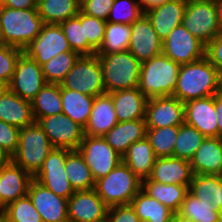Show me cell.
Wrapping results in <instances>:
<instances>
[{"instance_id": "cell-38", "label": "cell", "mask_w": 222, "mask_h": 222, "mask_svg": "<svg viewBox=\"0 0 222 222\" xmlns=\"http://www.w3.org/2000/svg\"><path fill=\"white\" fill-rule=\"evenodd\" d=\"M204 139L205 136L195 127L186 123L181 124L173 148V157L190 161Z\"/></svg>"}, {"instance_id": "cell-34", "label": "cell", "mask_w": 222, "mask_h": 222, "mask_svg": "<svg viewBox=\"0 0 222 222\" xmlns=\"http://www.w3.org/2000/svg\"><path fill=\"white\" fill-rule=\"evenodd\" d=\"M65 170L74 191L92 190L95 179L78 150H72L66 157Z\"/></svg>"}, {"instance_id": "cell-41", "label": "cell", "mask_w": 222, "mask_h": 222, "mask_svg": "<svg viewBox=\"0 0 222 222\" xmlns=\"http://www.w3.org/2000/svg\"><path fill=\"white\" fill-rule=\"evenodd\" d=\"M64 35L73 51L80 55H95L96 51L88 44L84 24L79 20V13L60 23Z\"/></svg>"}, {"instance_id": "cell-42", "label": "cell", "mask_w": 222, "mask_h": 222, "mask_svg": "<svg viewBox=\"0 0 222 222\" xmlns=\"http://www.w3.org/2000/svg\"><path fill=\"white\" fill-rule=\"evenodd\" d=\"M143 13L139 0H114L107 22L131 25Z\"/></svg>"}, {"instance_id": "cell-6", "label": "cell", "mask_w": 222, "mask_h": 222, "mask_svg": "<svg viewBox=\"0 0 222 222\" xmlns=\"http://www.w3.org/2000/svg\"><path fill=\"white\" fill-rule=\"evenodd\" d=\"M141 188L142 180L123 162L105 177L95 181L94 186L98 196L109 208L130 204Z\"/></svg>"}, {"instance_id": "cell-59", "label": "cell", "mask_w": 222, "mask_h": 222, "mask_svg": "<svg viewBox=\"0 0 222 222\" xmlns=\"http://www.w3.org/2000/svg\"><path fill=\"white\" fill-rule=\"evenodd\" d=\"M4 0H0V7L3 5Z\"/></svg>"}, {"instance_id": "cell-27", "label": "cell", "mask_w": 222, "mask_h": 222, "mask_svg": "<svg viewBox=\"0 0 222 222\" xmlns=\"http://www.w3.org/2000/svg\"><path fill=\"white\" fill-rule=\"evenodd\" d=\"M118 122L145 119L147 97L138 87L109 93Z\"/></svg>"}, {"instance_id": "cell-35", "label": "cell", "mask_w": 222, "mask_h": 222, "mask_svg": "<svg viewBox=\"0 0 222 222\" xmlns=\"http://www.w3.org/2000/svg\"><path fill=\"white\" fill-rule=\"evenodd\" d=\"M178 213L195 222H220L219 210L212 201L198 200L187 192Z\"/></svg>"}, {"instance_id": "cell-53", "label": "cell", "mask_w": 222, "mask_h": 222, "mask_svg": "<svg viewBox=\"0 0 222 222\" xmlns=\"http://www.w3.org/2000/svg\"><path fill=\"white\" fill-rule=\"evenodd\" d=\"M216 207L222 208V175H220V186H216Z\"/></svg>"}, {"instance_id": "cell-46", "label": "cell", "mask_w": 222, "mask_h": 222, "mask_svg": "<svg viewBox=\"0 0 222 222\" xmlns=\"http://www.w3.org/2000/svg\"><path fill=\"white\" fill-rule=\"evenodd\" d=\"M20 128L0 120V147L10 156L18 147Z\"/></svg>"}, {"instance_id": "cell-19", "label": "cell", "mask_w": 222, "mask_h": 222, "mask_svg": "<svg viewBox=\"0 0 222 222\" xmlns=\"http://www.w3.org/2000/svg\"><path fill=\"white\" fill-rule=\"evenodd\" d=\"M34 177L11 160L0 168V213L9 203L28 195Z\"/></svg>"}, {"instance_id": "cell-20", "label": "cell", "mask_w": 222, "mask_h": 222, "mask_svg": "<svg viewBox=\"0 0 222 222\" xmlns=\"http://www.w3.org/2000/svg\"><path fill=\"white\" fill-rule=\"evenodd\" d=\"M184 105L186 124L195 127L205 137H217L215 96L193 99Z\"/></svg>"}, {"instance_id": "cell-9", "label": "cell", "mask_w": 222, "mask_h": 222, "mask_svg": "<svg viewBox=\"0 0 222 222\" xmlns=\"http://www.w3.org/2000/svg\"><path fill=\"white\" fill-rule=\"evenodd\" d=\"M78 151L92 171L95 181L105 177L122 162V157L103 136L84 135Z\"/></svg>"}, {"instance_id": "cell-43", "label": "cell", "mask_w": 222, "mask_h": 222, "mask_svg": "<svg viewBox=\"0 0 222 222\" xmlns=\"http://www.w3.org/2000/svg\"><path fill=\"white\" fill-rule=\"evenodd\" d=\"M216 186H220V175L195 174L188 191L198 200L212 201L216 207Z\"/></svg>"}, {"instance_id": "cell-2", "label": "cell", "mask_w": 222, "mask_h": 222, "mask_svg": "<svg viewBox=\"0 0 222 222\" xmlns=\"http://www.w3.org/2000/svg\"><path fill=\"white\" fill-rule=\"evenodd\" d=\"M37 8L0 7V43L22 50L38 36L43 26Z\"/></svg>"}, {"instance_id": "cell-15", "label": "cell", "mask_w": 222, "mask_h": 222, "mask_svg": "<svg viewBox=\"0 0 222 222\" xmlns=\"http://www.w3.org/2000/svg\"><path fill=\"white\" fill-rule=\"evenodd\" d=\"M145 120L147 128L180 126L185 123V105L172 95L148 98Z\"/></svg>"}, {"instance_id": "cell-24", "label": "cell", "mask_w": 222, "mask_h": 222, "mask_svg": "<svg viewBox=\"0 0 222 222\" xmlns=\"http://www.w3.org/2000/svg\"><path fill=\"white\" fill-rule=\"evenodd\" d=\"M0 120L18 128L32 124L35 120L31 102L4 87L0 92Z\"/></svg>"}, {"instance_id": "cell-55", "label": "cell", "mask_w": 222, "mask_h": 222, "mask_svg": "<svg viewBox=\"0 0 222 222\" xmlns=\"http://www.w3.org/2000/svg\"><path fill=\"white\" fill-rule=\"evenodd\" d=\"M171 222H195L194 220L180 215L178 212L173 214Z\"/></svg>"}, {"instance_id": "cell-3", "label": "cell", "mask_w": 222, "mask_h": 222, "mask_svg": "<svg viewBox=\"0 0 222 222\" xmlns=\"http://www.w3.org/2000/svg\"><path fill=\"white\" fill-rule=\"evenodd\" d=\"M180 66L163 53L143 61L138 82L139 90L147 98L173 95Z\"/></svg>"}, {"instance_id": "cell-58", "label": "cell", "mask_w": 222, "mask_h": 222, "mask_svg": "<svg viewBox=\"0 0 222 222\" xmlns=\"http://www.w3.org/2000/svg\"><path fill=\"white\" fill-rule=\"evenodd\" d=\"M4 87H5V86L0 83V92L2 91V89H3Z\"/></svg>"}, {"instance_id": "cell-39", "label": "cell", "mask_w": 222, "mask_h": 222, "mask_svg": "<svg viewBox=\"0 0 222 222\" xmlns=\"http://www.w3.org/2000/svg\"><path fill=\"white\" fill-rule=\"evenodd\" d=\"M0 222H43L29 195L9 203L0 213Z\"/></svg>"}, {"instance_id": "cell-5", "label": "cell", "mask_w": 222, "mask_h": 222, "mask_svg": "<svg viewBox=\"0 0 222 222\" xmlns=\"http://www.w3.org/2000/svg\"><path fill=\"white\" fill-rule=\"evenodd\" d=\"M53 148L48 136L34 121L32 124L20 128L18 147L12 155L11 161L34 177Z\"/></svg>"}, {"instance_id": "cell-48", "label": "cell", "mask_w": 222, "mask_h": 222, "mask_svg": "<svg viewBox=\"0 0 222 222\" xmlns=\"http://www.w3.org/2000/svg\"><path fill=\"white\" fill-rule=\"evenodd\" d=\"M106 222H142L131 204L112 206L108 209Z\"/></svg>"}, {"instance_id": "cell-16", "label": "cell", "mask_w": 222, "mask_h": 222, "mask_svg": "<svg viewBox=\"0 0 222 222\" xmlns=\"http://www.w3.org/2000/svg\"><path fill=\"white\" fill-rule=\"evenodd\" d=\"M162 43L145 13L131 24L128 51L141 63L161 54Z\"/></svg>"}, {"instance_id": "cell-21", "label": "cell", "mask_w": 222, "mask_h": 222, "mask_svg": "<svg viewBox=\"0 0 222 222\" xmlns=\"http://www.w3.org/2000/svg\"><path fill=\"white\" fill-rule=\"evenodd\" d=\"M193 176L190 161L171 156L157 158L148 179L161 184L189 185Z\"/></svg>"}, {"instance_id": "cell-40", "label": "cell", "mask_w": 222, "mask_h": 222, "mask_svg": "<svg viewBox=\"0 0 222 222\" xmlns=\"http://www.w3.org/2000/svg\"><path fill=\"white\" fill-rule=\"evenodd\" d=\"M179 126L147 128V139L157 158L173 156V148L177 139Z\"/></svg>"}, {"instance_id": "cell-7", "label": "cell", "mask_w": 222, "mask_h": 222, "mask_svg": "<svg viewBox=\"0 0 222 222\" xmlns=\"http://www.w3.org/2000/svg\"><path fill=\"white\" fill-rule=\"evenodd\" d=\"M60 85L89 96L105 94L98 55H81Z\"/></svg>"}, {"instance_id": "cell-8", "label": "cell", "mask_w": 222, "mask_h": 222, "mask_svg": "<svg viewBox=\"0 0 222 222\" xmlns=\"http://www.w3.org/2000/svg\"><path fill=\"white\" fill-rule=\"evenodd\" d=\"M182 25L207 45L220 34L215 0L187 1Z\"/></svg>"}, {"instance_id": "cell-26", "label": "cell", "mask_w": 222, "mask_h": 222, "mask_svg": "<svg viewBox=\"0 0 222 222\" xmlns=\"http://www.w3.org/2000/svg\"><path fill=\"white\" fill-rule=\"evenodd\" d=\"M145 119L118 122L103 138L122 157L135 142L146 138Z\"/></svg>"}, {"instance_id": "cell-44", "label": "cell", "mask_w": 222, "mask_h": 222, "mask_svg": "<svg viewBox=\"0 0 222 222\" xmlns=\"http://www.w3.org/2000/svg\"><path fill=\"white\" fill-rule=\"evenodd\" d=\"M24 50L0 43V83L5 87L14 75L16 63Z\"/></svg>"}, {"instance_id": "cell-45", "label": "cell", "mask_w": 222, "mask_h": 222, "mask_svg": "<svg viewBox=\"0 0 222 222\" xmlns=\"http://www.w3.org/2000/svg\"><path fill=\"white\" fill-rule=\"evenodd\" d=\"M79 20L84 24L85 37L88 44L97 51L103 43L107 21L88 16L79 11Z\"/></svg>"}, {"instance_id": "cell-25", "label": "cell", "mask_w": 222, "mask_h": 222, "mask_svg": "<svg viewBox=\"0 0 222 222\" xmlns=\"http://www.w3.org/2000/svg\"><path fill=\"white\" fill-rule=\"evenodd\" d=\"M117 123L112 96L109 93L96 96L84 135L104 136Z\"/></svg>"}, {"instance_id": "cell-22", "label": "cell", "mask_w": 222, "mask_h": 222, "mask_svg": "<svg viewBox=\"0 0 222 222\" xmlns=\"http://www.w3.org/2000/svg\"><path fill=\"white\" fill-rule=\"evenodd\" d=\"M186 6L185 0H171L144 13L150 19L159 38L164 41L174 28L182 24Z\"/></svg>"}, {"instance_id": "cell-17", "label": "cell", "mask_w": 222, "mask_h": 222, "mask_svg": "<svg viewBox=\"0 0 222 222\" xmlns=\"http://www.w3.org/2000/svg\"><path fill=\"white\" fill-rule=\"evenodd\" d=\"M109 207L94 189L75 191L68 199L69 222H106Z\"/></svg>"}, {"instance_id": "cell-23", "label": "cell", "mask_w": 222, "mask_h": 222, "mask_svg": "<svg viewBox=\"0 0 222 222\" xmlns=\"http://www.w3.org/2000/svg\"><path fill=\"white\" fill-rule=\"evenodd\" d=\"M190 163L194 175H222V139L205 137Z\"/></svg>"}, {"instance_id": "cell-1", "label": "cell", "mask_w": 222, "mask_h": 222, "mask_svg": "<svg viewBox=\"0 0 222 222\" xmlns=\"http://www.w3.org/2000/svg\"><path fill=\"white\" fill-rule=\"evenodd\" d=\"M222 78L211 62L204 57L180 66L177 86L172 96L185 103L193 99L221 93Z\"/></svg>"}, {"instance_id": "cell-56", "label": "cell", "mask_w": 222, "mask_h": 222, "mask_svg": "<svg viewBox=\"0 0 222 222\" xmlns=\"http://www.w3.org/2000/svg\"><path fill=\"white\" fill-rule=\"evenodd\" d=\"M11 160V157L0 147V168L6 165Z\"/></svg>"}, {"instance_id": "cell-54", "label": "cell", "mask_w": 222, "mask_h": 222, "mask_svg": "<svg viewBox=\"0 0 222 222\" xmlns=\"http://www.w3.org/2000/svg\"><path fill=\"white\" fill-rule=\"evenodd\" d=\"M216 9H217V17H218V25L220 33H222V0H215Z\"/></svg>"}, {"instance_id": "cell-49", "label": "cell", "mask_w": 222, "mask_h": 222, "mask_svg": "<svg viewBox=\"0 0 222 222\" xmlns=\"http://www.w3.org/2000/svg\"><path fill=\"white\" fill-rule=\"evenodd\" d=\"M205 57L217 69L222 78V33L206 45Z\"/></svg>"}, {"instance_id": "cell-14", "label": "cell", "mask_w": 222, "mask_h": 222, "mask_svg": "<svg viewBox=\"0 0 222 222\" xmlns=\"http://www.w3.org/2000/svg\"><path fill=\"white\" fill-rule=\"evenodd\" d=\"M73 51L60 24L44 23L38 36L25 48L24 52L40 66L57 54Z\"/></svg>"}, {"instance_id": "cell-30", "label": "cell", "mask_w": 222, "mask_h": 222, "mask_svg": "<svg viewBox=\"0 0 222 222\" xmlns=\"http://www.w3.org/2000/svg\"><path fill=\"white\" fill-rule=\"evenodd\" d=\"M189 185L161 184L148 178L142 180V190L177 213L188 192Z\"/></svg>"}, {"instance_id": "cell-4", "label": "cell", "mask_w": 222, "mask_h": 222, "mask_svg": "<svg viewBox=\"0 0 222 222\" xmlns=\"http://www.w3.org/2000/svg\"><path fill=\"white\" fill-rule=\"evenodd\" d=\"M96 55L102 67L106 93L138 87L141 62L128 50Z\"/></svg>"}, {"instance_id": "cell-13", "label": "cell", "mask_w": 222, "mask_h": 222, "mask_svg": "<svg viewBox=\"0 0 222 222\" xmlns=\"http://www.w3.org/2000/svg\"><path fill=\"white\" fill-rule=\"evenodd\" d=\"M45 84L42 67L23 52L16 63L14 75L6 87L31 102Z\"/></svg>"}, {"instance_id": "cell-29", "label": "cell", "mask_w": 222, "mask_h": 222, "mask_svg": "<svg viewBox=\"0 0 222 222\" xmlns=\"http://www.w3.org/2000/svg\"><path fill=\"white\" fill-rule=\"evenodd\" d=\"M94 98V96L61 87L62 113L84 128L88 123Z\"/></svg>"}, {"instance_id": "cell-31", "label": "cell", "mask_w": 222, "mask_h": 222, "mask_svg": "<svg viewBox=\"0 0 222 222\" xmlns=\"http://www.w3.org/2000/svg\"><path fill=\"white\" fill-rule=\"evenodd\" d=\"M142 222H171L174 212L142 189L130 203Z\"/></svg>"}, {"instance_id": "cell-52", "label": "cell", "mask_w": 222, "mask_h": 222, "mask_svg": "<svg viewBox=\"0 0 222 222\" xmlns=\"http://www.w3.org/2000/svg\"><path fill=\"white\" fill-rule=\"evenodd\" d=\"M167 1L171 0H139V3L143 9V11H146L148 9H151L155 6H159L161 4H164Z\"/></svg>"}, {"instance_id": "cell-47", "label": "cell", "mask_w": 222, "mask_h": 222, "mask_svg": "<svg viewBox=\"0 0 222 222\" xmlns=\"http://www.w3.org/2000/svg\"><path fill=\"white\" fill-rule=\"evenodd\" d=\"M114 0H80V11L107 21Z\"/></svg>"}, {"instance_id": "cell-33", "label": "cell", "mask_w": 222, "mask_h": 222, "mask_svg": "<svg viewBox=\"0 0 222 222\" xmlns=\"http://www.w3.org/2000/svg\"><path fill=\"white\" fill-rule=\"evenodd\" d=\"M37 11L43 23L60 24L79 13L80 0H40Z\"/></svg>"}, {"instance_id": "cell-11", "label": "cell", "mask_w": 222, "mask_h": 222, "mask_svg": "<svg viewBox=\"0 0 222 222\" xmlns=\"http://www.w3.org/2000/svg\"><path fill=\"white\" fill-rule=\"evenodd\" d=\"M206 45L182 24L174 28L162 43V53L183 65L205 57Z\"/></svg>"}, {"instance_id": "cell-12", "label": "cell", "mask_w": 222, "mask_h": 222, "mask_svg": "<svg viewBox=\"0 0 222 222\" xmlns=\"http://www.w3.org/2000/svg\"><path fill=\"white\" fill-rule=\"evenodd\" d=\"M37 123L54 148L78 150L84 138V128L63 113L40 118Z\"/></svg>"}, {"instance_id": "cell-28", "label": "cell", "mask_w": 222, "mask_h": 222, "mask_svg": "<svg viewBox=\"0 0 222 222\" xmlns=\"http://www.w3.org/2000/svg\"><path fill=\"white\" fill-rule=\"evenodd\" d=\"M156 159L147 137L133 143L122 156V162L141 180L150 176Z\"/></svg>"}, {"instance_id": "cell-37", "label": "cell", "mask_w": 222, "mask_h": 222, "mask_svg": "<svg viewBox=\"0 0 222 222\" xmlns=\"http://www.w3.org/2000/svg\"><path fill=\"white\" fill-rule=\"evenodd\" d=\"M80 56L76 51H65L43 64L41 67L46 83L60 84Z\"/></svg>"}, {"instance_id": "cell-36", "label": "cell", "mask_w": 222, "mask_h": 222, "mask_svg": "<svg viewBox=\"0 0 222 222\" xmlns=\"http://www.w3.org/2000/svg\"><path fill=\"white\" fill-rule=\"evenodd\" d=\"M131 25L107 22L103 43L96 54H109L128 50Z\"/></svg>"}, {"instance_id": "cell-10", "label": "cell", "mask_w": 222, "mask_h": 222, "mask_svg": "<svg viewBox=\"0 0 222 222\" xmlns=\"http://www.w3.org/2000/svg\"><path fill=\"white\" fill-rule=\"evenodd\" d=\"M71 151L65 148H53L45 158L42 168L34 176L41 185L65 199H69L75 193L65 170L66 157Z\"/></svg>"}, {"instance_id": "cell-50", "label": "cell", "mask_w": 222, "mask_h": 222, "mask_svg": "<svg viewBox=\"0 0 222 222\" xmlns=\"http://www.w3.org/2000/svg\"><path fill=\"white\" fill-rule=\"evenodd\" d=\"M14 9H32L37 8L35 0H4L3 5Z\"/></svg>"}, {"instance_id": "cell-57", "label": "cell", "mask_w": 222, "mask_h": 222, "mask_svg": "<svg viewBox=\"0 0 222 222\" xmlns=\"http://www.w3.org/2000/svg\"><path fill=\"white\" fill-rule=\"evenodd\" d=\"M219 218L220 222H222V208H219Z\"/></svg>"}, {"instance_id": "cell-32", "label": "cell", "mask_w": 222, "mask_h": 222, "mask_svg": "<svg viewBox=\"0 0 222 222\" xmlns=\"http://www.w3.org/2000/svg\"><path fill=\"white\" fill-rule=\"evenodd\" d=\"M32 114L40 118L62 113L61 85L46 83L31 101Z\"/></svg>"}, {"instance_id": "cell-18", "label": "cell", "mask_w": 222, "mask_h": 222, "mask_svg": "<svg viewBox=\"0 0 222 222\" xmlns=\"http://www.w3.org/2000/svg\"><path fill=\"white\" fill-rule=\"evenodd\" d=\"M28 195L43 222H69L68 199L56 195L33 179Z\"/></svg>"}, {"instance_id": "cell-51", "label": "cell", "mask_w": 222, "mask_h": 222, "mask_svg": "<svg viewBox=\"0 0 222 222\" xmlns=\"http://www.w3.org/2000/svg\"><path fill=\"white\" fill-rule=\"evenodd\" d=\"M215 112L217 116V137L222 139V93L215 96Z\"/></svg>"}]
</instances>
